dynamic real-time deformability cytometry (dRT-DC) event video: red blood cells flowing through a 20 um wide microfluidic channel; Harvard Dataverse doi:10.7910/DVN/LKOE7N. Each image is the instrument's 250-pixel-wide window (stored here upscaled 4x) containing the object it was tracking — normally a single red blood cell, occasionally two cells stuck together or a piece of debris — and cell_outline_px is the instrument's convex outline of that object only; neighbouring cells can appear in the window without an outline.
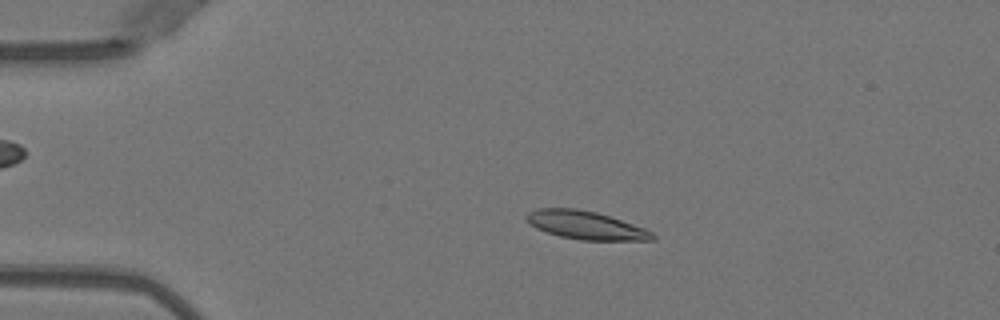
{"species": "Egyptian fruit bat (a non-hibernating species)", "species_latin": "Rousettus aegyptiacus", "temperature_condition": "warm", "stored_images_in_passage": 50, "camera_frame_rate_fps": 3000, "um_per_image_px": 0.085, "animal": {"sex": "female"}, "frame": {"image": 1, "passage_image": 10, "time_ms": 3.0, "image_size_px": [1000, 320], "cell_outline_px": [[656, 240], [580, 240], [560, 236], [536, 228], [524, 216], [528, 212], [540, 208], [576, 208], [596, 212], [644, 228], [652, 232], [656, 236]], "centroid_in_image_um": [49.8, 19.14], "position_along_channel_um": 35.2, "area_um2": 20.46}}
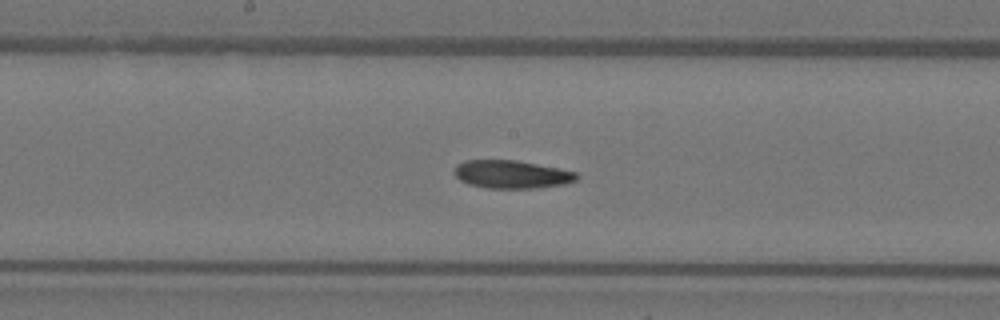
{"frame": {"image": 2, "passage_image": 26, "time_ms": 8.333, "image_size_px": [1000, 320], "cell_outline_px": [[580, 176], [576, 180], [564, 184], [540, 188], [488, 188], [468, 184], [460, 180], [452, 172], [456, 164], [464, 160], [516, 160], [560, 168], [576, 172]], "centroid_in_image_um": [43.48, 14.81], "position_along_channel_um": 204.7, "area_um2": 20.23}}
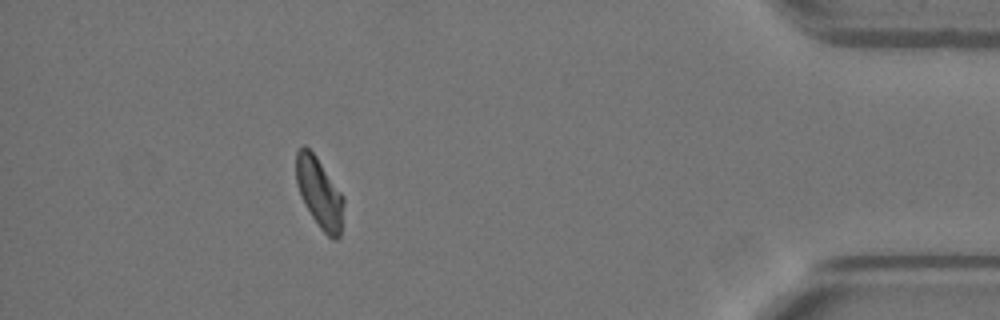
{"frame": {"image": 3, "passage_image": 45, "time_ms": 14.667, "image_size_px": [1000, 320], "cell_outline_px": [[344, 204], [340, 236], [336, 240], [332, 240], [320, 228], [304, 204], [296, 184], [296, 152], [304, 144], [316, 156], [344, 196]], "centroid_in_image_um": [27.15, 16.4], "position_along_channel_um": 408.0, "area_um2": 19.48}, "authors_computed_cell_mechanics": {"area_um2": 20.23, "velocity_mm_per_s": 4.0003, "shape_relaxation_time_tau1_ms": 8.7632, "shape_relaxation_time_tau2_ms": null, "deformation_change_tau1": 0.2507, "deformation_change_tau2": null}}